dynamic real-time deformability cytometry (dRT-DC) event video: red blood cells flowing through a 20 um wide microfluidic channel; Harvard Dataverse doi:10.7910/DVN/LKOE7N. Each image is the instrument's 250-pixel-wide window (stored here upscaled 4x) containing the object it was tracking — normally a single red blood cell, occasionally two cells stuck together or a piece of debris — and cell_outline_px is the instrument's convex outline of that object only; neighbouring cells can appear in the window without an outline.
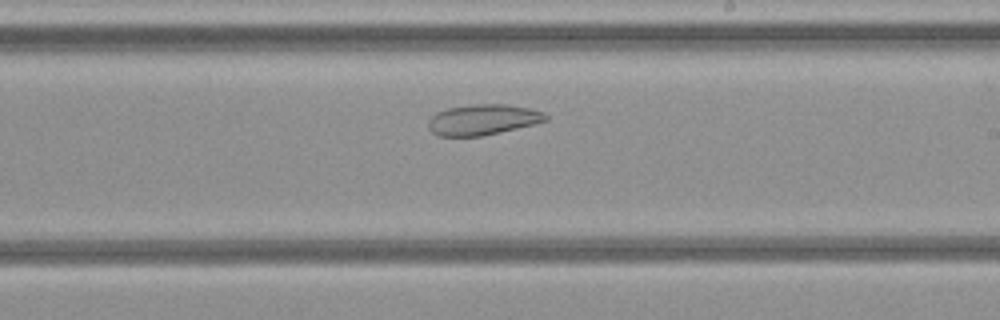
{"species": "common noctule bat (a hibernating species)", "species_latin": "Nyctalus noctula", "temperature_condition": "cold", "stored_images_in_passage": 24, "camera_frame_rate_fps": 3000, "um_per_image_px": 0.085, "animal": {"sex": "female", "body_mass_g": 21.9}, "frame": {"image": 1, "passage_image": 11, "time_ms": 3.333, "image_size_px": [1000, 320], "cell_outline_px": [[548, 120], [536, 124], [480, 136], [440, 136], [432, 132], [428, 128], [428, 120], [436, 112], [448, 108], [476, 104], [508, 104], [528, 108], [544, 112], [548, 116]], "centroid_in_image_um": [41.05, 10.17], "position_along_channel_um": 247.9, "area_um2": 20.92}}